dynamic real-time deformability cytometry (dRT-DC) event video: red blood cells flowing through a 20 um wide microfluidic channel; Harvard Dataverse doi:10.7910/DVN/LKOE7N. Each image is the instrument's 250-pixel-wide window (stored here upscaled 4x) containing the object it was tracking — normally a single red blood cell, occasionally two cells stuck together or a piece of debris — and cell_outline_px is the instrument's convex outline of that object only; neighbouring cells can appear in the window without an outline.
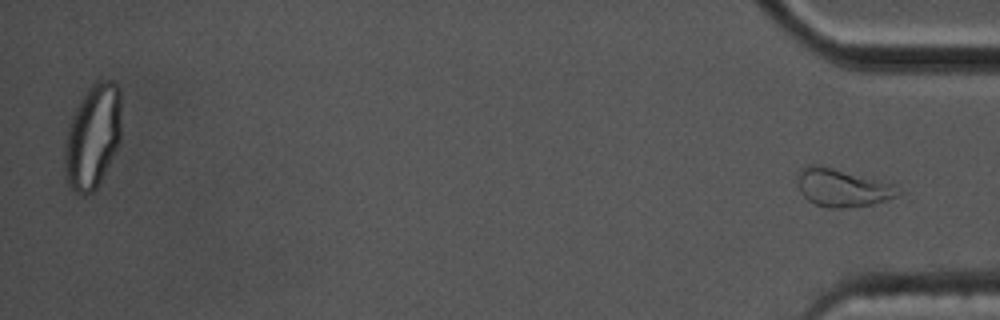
{"species": "common noctule bat (a hibernating species)", "species_latin": "Nyctalus noctula", "temperature_condition": "cold", "stored_images_in_passage": 60, "segment_of_instrument_passage": [2, 2], "camera_frame_rate_fps": 3000, "um_per_image_px": 0.085, "animal": {"sex": "male", "body_mass_g": 17.5, "forearm_length_mm": 52.3}, "frame": {"image": 1, "passage_image": 60, "time_ms": 19.667, "image_size_px": [1000, 320], "cell_outline_px": [[904, 192], [900, 196], [872, 204], [840, 208], [828, 208], [816, 204], [808, 200], [800, 192], [800, 168], [812, 164], [820, 164], [892, 184]], "centroid_in_image_um": [71.64, 15.96], "position_along_channel_um": 363.6, "area_um2": 21.91}}